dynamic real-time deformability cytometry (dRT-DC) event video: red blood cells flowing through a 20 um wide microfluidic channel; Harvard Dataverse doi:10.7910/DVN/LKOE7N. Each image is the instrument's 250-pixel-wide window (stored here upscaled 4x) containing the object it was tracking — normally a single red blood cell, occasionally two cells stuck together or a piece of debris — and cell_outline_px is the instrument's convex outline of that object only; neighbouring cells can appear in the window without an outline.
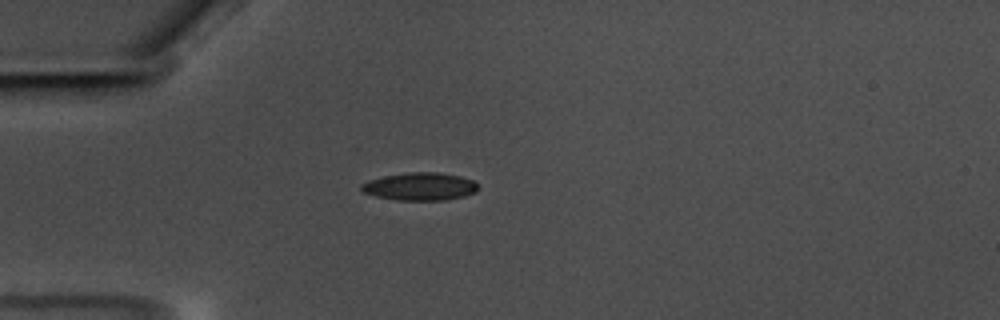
{"species": "common noctule bat (a hibernating species)", "species_latin": "Nyctalus noctula", "temperature_condition": "warm", "stored_images_in_passage": 43, "camera_frame_rate_fps": 3000, "um_per_image_px": 0.085, "animal": {"sex": "male", "body_mass_g": 17.5, "forearm_length_mm": 52.3}, "frame": {"image": 1, "passage_image": 1, "time_ms": 0.0, "image_size_px": [1000, 320], "cell_outline_px": [[480, 188], [476, 192], [464, 196], [448, 200], [396, 200], [376, 196], [364, 192], [360, 188], [360, 184], [368, 180], [384, 176], [408, 172], [436, 172], [460, 176], [472, 180]], "centroid_in_image_um": [35.7, 15.85], "position_along_channel_um": 49.3, "area_um2": 18.96}}
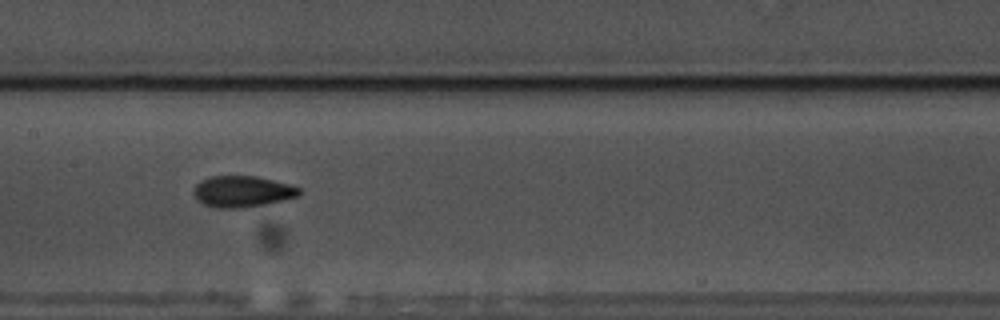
{"frame": {"image": 2, "passage_image": 14, "time_ms": 4.333, "image_size_px": [1000, 320], "cell_outline_px": [[300, 192], [296, 196], [284, 200], [268, 204], [240, 208], [216, 208], [204, 204], [192, 192], [196, 184], [200, 180], [212, 176], [256, 176], [288, 184], [300, 188]], "centroid_in_image_um": [20.58, 16.28], "position_along_channel_um": 186.8, "area_um2": 19.07}}
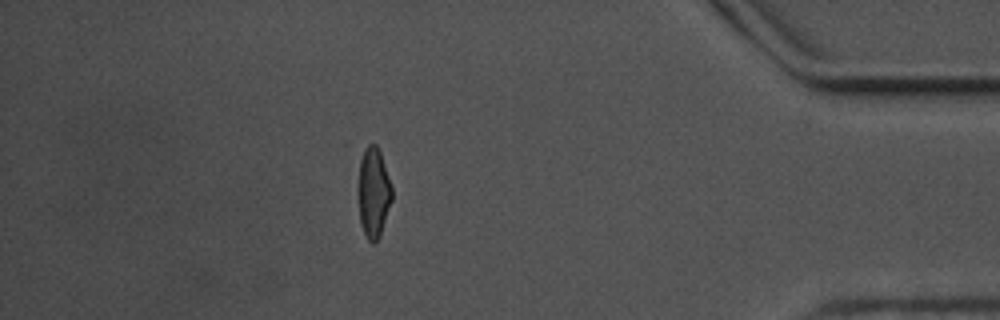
{"frame": {"image": 3, "passage_image": 36, "time_ms": 11.667, "image_size_px": [1000, 320], "cell_outline_px": [[392, 200], [380, 236], [372, 244], [368, 240], [364, 232], [360, 220], [360, 160], [364, 148], [368, 144], [376, 144], [380, 152], [392, 188]], "centroid_in_image_um": [31.78, 16.37], "position_along_channel_um": 403.4, "area_um2": 17.11}, "authors_computed_cell_mechanics": {"area_um2": 18.207, "velocity_mm_per_s": 3.518, "shape_relaxation_time_tau1_ms": 6.5008, "shape_relaxation_time_tau2_ms": 1.722, "deformation_change_tau1": 0.1821, "deformation_change_tau2": 0.0746}}